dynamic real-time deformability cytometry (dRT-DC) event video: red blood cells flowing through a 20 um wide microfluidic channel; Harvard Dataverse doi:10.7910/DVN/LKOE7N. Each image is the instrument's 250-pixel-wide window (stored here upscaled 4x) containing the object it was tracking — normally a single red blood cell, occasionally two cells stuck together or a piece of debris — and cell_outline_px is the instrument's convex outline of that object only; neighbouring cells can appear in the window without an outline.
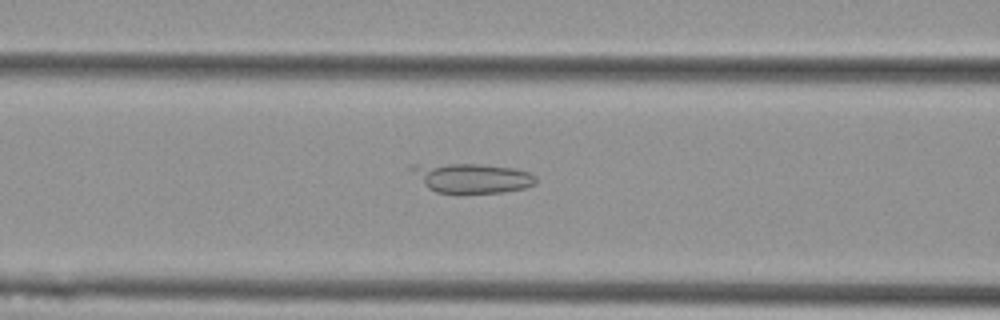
{"species": "Egyptian fruit bat (a non-hibernating species)", "species_latin": "Rousettus aegyptiacus", "temperature_condition": "cold", "stored_images_in_passage": 34, "camera_frame_rate_fps": 3000, "um_per_image_px": 0.085, "animal": {"sex": "female"}, "frame": {"image": 1, "passage_image": 12, "time_ms": 3.667, "image_size_px": [1000, 320], "cell_outline_px": [[536, 184], [524, 188], [504, 192], [460, 196], [456, 196], [436, 192], [428, 188], [408, 168], [408, 164], [480, 164], [516, 168], [528, 172], [536, 176]], "centroid_in_image_um": [40.09, 15.17], "position_along_channel_um": 126.5, "area_um2": 22.37}}
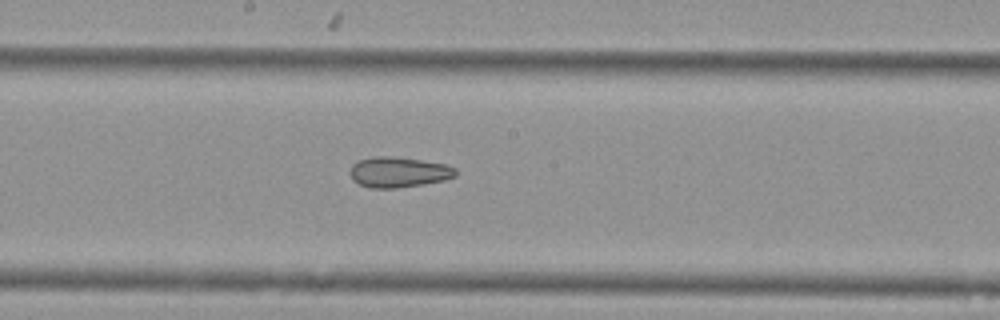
{"frame": {"image": 2, "passage_image": 19, "time_ms": 6.0, "image_size_px": [1000, 320], "cell_outline_px": [[456, 176], [444, 180], [396, 188], [372, 188], [360, 184], [352, 180], [348, 172], [352, 164], [356, 160], [376, 156], [388, 156], [420, 160], [448, 164], [456, 168]], "centroid_in_image_um": [33.84, 14.62], "position_along_channel_um": 214.4, "area_um2": 18.79}}
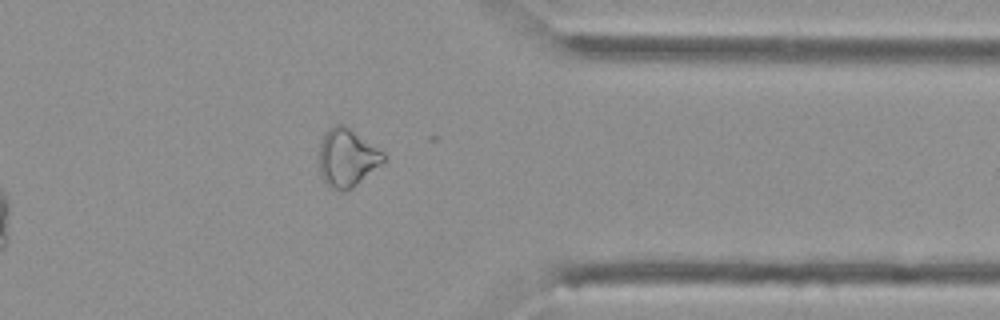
{"frame": {"image": 3, "passage_image": 33, "time_ms": 10.667, "image_size_px": [1000, 320], "cell_outline_px": [[388, 160], [352, 188], [340, 192], [332, 188], [320, 176], [316, 160], [320, 144], [324, 132], [332, 124], [344, 124], [384, 152]], "centroid_in_image_um": [29.48, 13.4], "position_along_channel_um": 381.9, "area_um2": 22.43}}